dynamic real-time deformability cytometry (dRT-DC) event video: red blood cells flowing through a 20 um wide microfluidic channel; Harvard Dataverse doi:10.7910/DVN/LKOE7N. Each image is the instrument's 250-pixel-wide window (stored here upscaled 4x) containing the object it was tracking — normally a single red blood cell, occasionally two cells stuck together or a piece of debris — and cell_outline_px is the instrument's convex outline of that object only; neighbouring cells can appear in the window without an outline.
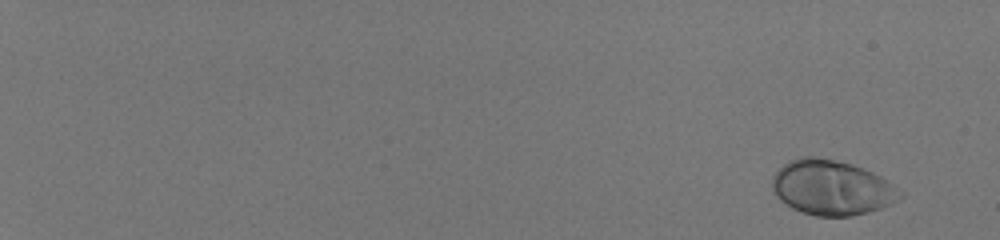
{"species": "human", "species_latin": "Homo sapiens", "temperature_condition": "room temperature", "stored_images_in_passage": 53, "camera_frame_rate_fps": 3000, "um_per_image_px": 0.085, "donor": {"sex": "male"}, "frame": {"image": 1, "passage_image": 1, "time_ms": 0.0, "image_size_px": [1000, 240], "cell_outline_px": [[904, 196], [900, 200], [880, 208], [868, 212], [852, 216], [816, 216], [792, 208], [780, 200], [772, 192], [772, 176], [784, 164], [800, 156], [816, 156], [852, 164], [864, 168], [888, 180], [904, 192]], "centroid_in_image_um": [70.72, 15.95], "position_along_channel_um": 14.3, "area_um2": 41.15}}
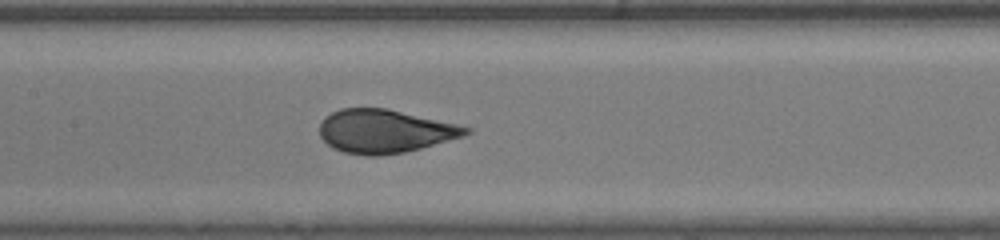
{"frame": {"image": 2, "passage_image": 31, "time_ms": 10.0, "image_size_px": [1000, 240], "cell_outline_px": [[472, 132], [464, 136], [420, 148], [404, 152], [376, 156], [368, 156], [344, 152], [332, 148], [320, 136], [320, 124], [324, 116], [340, 108], [388, 108], [456, 124], [472, 128]], "centroid_in_image_um": [32.69, 11.15], "position_along_channel_um": 174.7, "area_um2": 36.99}}
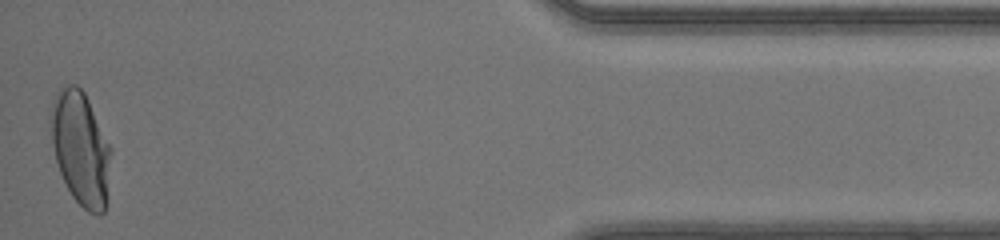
{"frame": {"image": 3, "passage_image": 53, "time_ms": 17.333, "image_size_px": [1000, 240], "cell_outline_px": [[112, 152], [104, 212], [100, 216], [88, 212], [72, 196], [60, 172], [56, 160], [52, 144], [48, 120], [48, 112], [52, 100], [56, 92], [64, 84], [76, 84], [84, 92], [112, 148]], "centroid_in_image_um": [6.82, 12.55], "position_along_channel_um": 428.4, "area_um2": 40.23}, "authors_computed_cell_mechanics": {"area_um2": 37.6856, "velocity_mm_per_s": 4.138, "shape_relaxation_time_tau1_ms": 3.8283, "shape_relaxation_time_tau2_ms": null, "deformation_change_tau1": 0.1929, "deformation_change_tau2": null}}